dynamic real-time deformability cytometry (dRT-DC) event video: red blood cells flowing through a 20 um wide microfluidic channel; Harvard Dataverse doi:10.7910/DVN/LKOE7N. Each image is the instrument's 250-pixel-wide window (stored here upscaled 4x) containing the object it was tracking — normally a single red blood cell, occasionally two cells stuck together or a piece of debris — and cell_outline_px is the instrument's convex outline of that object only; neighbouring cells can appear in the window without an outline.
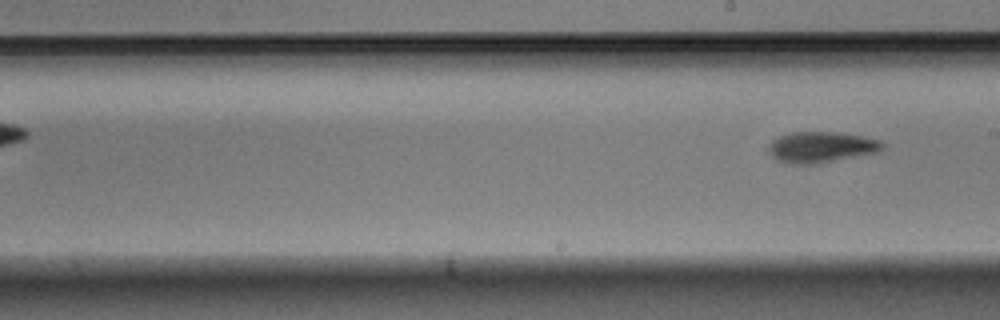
{"species": "Egyptian fruit bat (a non-hibernating species)", "species_latin": "Rousettus aegyptiacus", "temperature_condition": "warm", "stored_images_in_passage": 11, "camera_frame_rate_fps": 3000, "um_per_image_px": 0.085, "animal": {"sex": "male"}, "frame": {"image": 1, "passage_image": 11, "time_ms": 3.333, "image_size_px": [1000, 320], "cell_outline_px": [[884, 148], [876, 152], [816, 164], [792, 164], [776, 160], [768, 152], [768, 148], [772, 140], [780, 136], [792, 132], [832, 132], [860, 136], [880, 140], [884, 144]], "centroid_in_image_um": [69.76, 12.51], "position_along_channel_um": 219.2, "area_um2": 20.29}}